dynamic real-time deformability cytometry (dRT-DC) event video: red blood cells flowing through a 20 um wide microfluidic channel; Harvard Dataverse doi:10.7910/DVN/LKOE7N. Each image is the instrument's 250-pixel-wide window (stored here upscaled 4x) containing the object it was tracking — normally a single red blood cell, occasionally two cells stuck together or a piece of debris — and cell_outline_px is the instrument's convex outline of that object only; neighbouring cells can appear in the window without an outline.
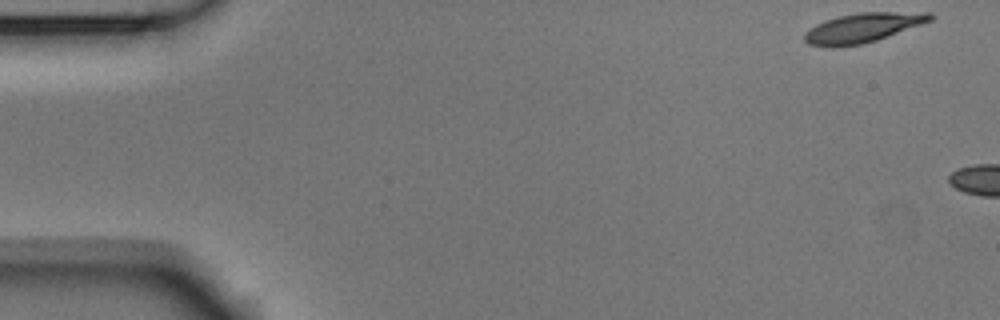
{"species": "Egyptian fruit bat (a non-hibernating species)", "species_latin": "Rousettus aegyptiacus", "temperature_condition": "room temperature", "stored_images_in_passage": 5, "camera_frame_rate_fps": 3000, "um_per_image_px": 0.085, "animal": {"sex": "male"}, "frame": {"image": 1, "passage_image": 1, "time_ms": 0.0, "image_size_px": [1000, 320], "cell_outline_px": [[936, 16], [932, 20], [876, 40], [860, 44], [832, 48], [828, 48], [808, 44], [804, 40], [804, 32], [808, 28], [824, 20], [840, 16], [860, 12], [932, 12]], "centroid_in_image_um": [73.3, 2.36], "position_along_channel_um": 11.7, "area_um2": 21.68}}